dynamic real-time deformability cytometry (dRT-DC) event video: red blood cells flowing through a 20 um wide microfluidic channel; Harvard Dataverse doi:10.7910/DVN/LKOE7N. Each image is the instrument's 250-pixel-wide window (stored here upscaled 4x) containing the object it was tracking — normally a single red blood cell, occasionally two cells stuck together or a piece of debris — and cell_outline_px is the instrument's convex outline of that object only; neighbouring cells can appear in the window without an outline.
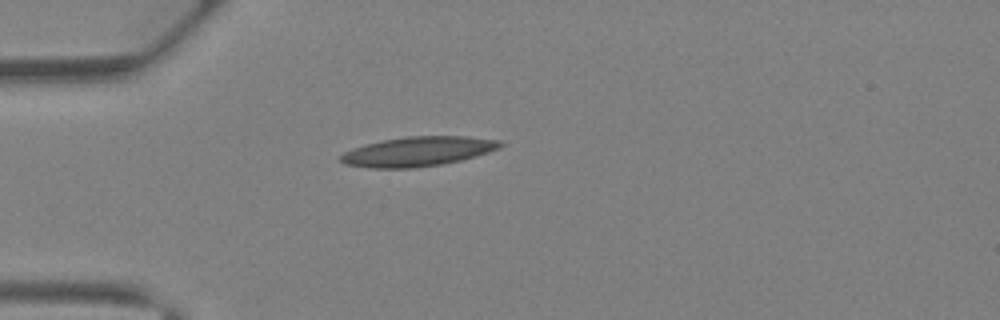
{"species": "Egyptian fruit bat (a non-hibernating species)", "species_latin": "Rousettus aegyptiacus", "temperature_condition": "warm", "stored_images_in_passage": 31, "camera_frame_rate_fps": 3000, "um_per_image_px": 0.085, "animal": {"sex": "female"}, "frame": {"image": 1, "passage_image": 1, "time_ms": 0.0, "image_size_px": [1000, 320], "cell_outline_px": [[504, 144], [500, 148], [476, 156], [460, 160], [440, 164], [412, 168], [372, 168], [344, 164], [340, 160], [340, 156], [344, 152], [352, 148], [364, 144], [380, 140], [408, 136], [468, 136], [500, 140]], "centroid_in_image_um": [35.51, 12.86], "position_along_channel_um": 49.5, "area_um2": 27.57}}
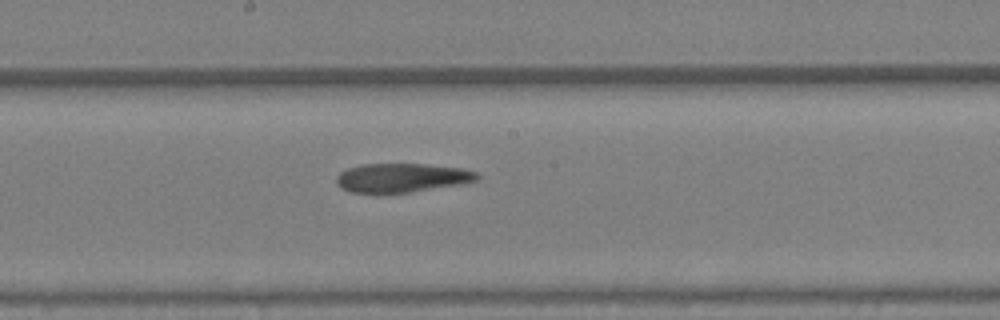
{"frame": {"image": 2, "passage_image": 12, "time_ms": 3.667, "image_size_px": [1000, 320], "cell_outline_px": [[480, 180], [464, 184], [380, 196], [352, 192], [340, 188], [336, 184], [336, 176], [340, 172], [348, 168], [360, 164], [424, 164], [464, 168], [476, 172], [480, 176]], "centroid_in_image_um": [34.13, 15.14], "position_along_channel_um": 214.1, "area_um2": 24.62}}
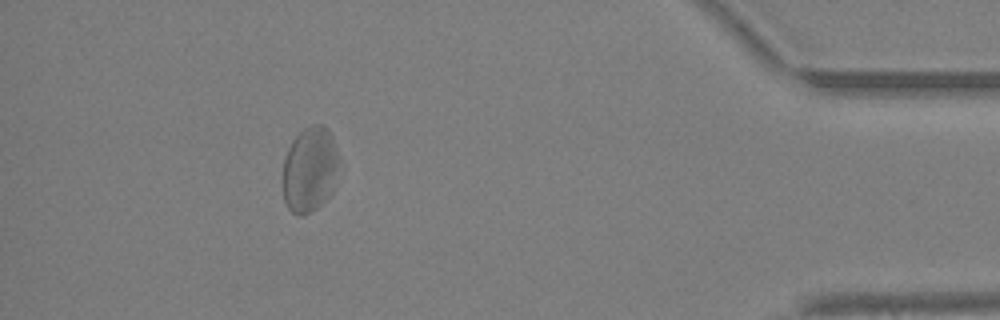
{"frame": {"image": 3, "passage_image": 27, "time_ms": 8.667, "image_size_px": [1000, 320], "cell_outline_px": [[344, 164], [332, 192], [316, 208], [300, 216], [292, 212], [288, 208], [284, 200], [284, 160], [288, 148], [292, 140], [304, 128], [312, 124], [320, 124], [328, 128], [332, 136]], "centroid_in_image_um": [26.42, 14.37], "position_along_channel_um": 408.8, "area_um2": 28.61}}